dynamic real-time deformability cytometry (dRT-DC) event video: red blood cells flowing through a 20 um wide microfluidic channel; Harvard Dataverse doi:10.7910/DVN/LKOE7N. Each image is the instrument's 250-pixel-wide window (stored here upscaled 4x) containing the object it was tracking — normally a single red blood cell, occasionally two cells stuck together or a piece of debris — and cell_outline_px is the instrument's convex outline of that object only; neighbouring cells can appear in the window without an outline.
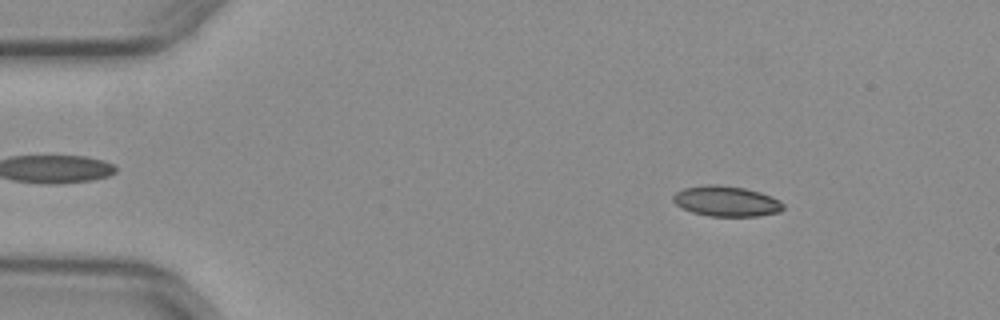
{"species": "common noctule bat (a hibernating species)", "species_latin": "Nyctalus noctula", "temperature_condition": "warm", "stored_images_in_passage": 16, "camera_frame_rate_fps": 3000, "um_per_image_px": 0.085, "animal": {"sex": "female", "body_mass_g": 29.2, "forearm_length_mm": 56.3}, "frame": {"image": 1, "passage_image": 6, "time_ms": 1.667, "image_size_px": [1000, 320], "cell_outline_px": [[784, 208], [780, 212], [760, 216], [708, 216], [692, 212], [676, 204], [672, 200], [672, 196], [676, 192], [684, 188], [704, 184], [716, 184], [744, 188], [760, 192], [772, 196], [780, 200], [784, 204]], "centroid_in_image_um": [61.76, 17.1], "position_along_channel_um": 23.2, "area_um2": 19.65}}
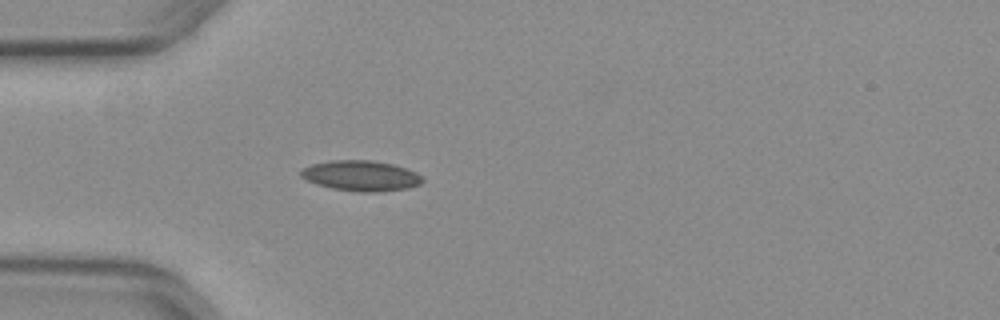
{"frame": {"image": 2, "passage_image": 14, "time_ms": 4.333, "image_size_px": [1000, 320], "cell_outline_px": [[424, 180], [420, 184], [408, 188], [376, 192], [360, 192], [332, 188], [316, 184], [300, 176], [300, 172], [304, 168], [312, 164], [332, 160], [372, 160], [392, 164], [416, 172]], "centroid_in_image_um": [30.68, 14.94], "position_along_channel_um": 54.3, "area_um2": 21.39}}